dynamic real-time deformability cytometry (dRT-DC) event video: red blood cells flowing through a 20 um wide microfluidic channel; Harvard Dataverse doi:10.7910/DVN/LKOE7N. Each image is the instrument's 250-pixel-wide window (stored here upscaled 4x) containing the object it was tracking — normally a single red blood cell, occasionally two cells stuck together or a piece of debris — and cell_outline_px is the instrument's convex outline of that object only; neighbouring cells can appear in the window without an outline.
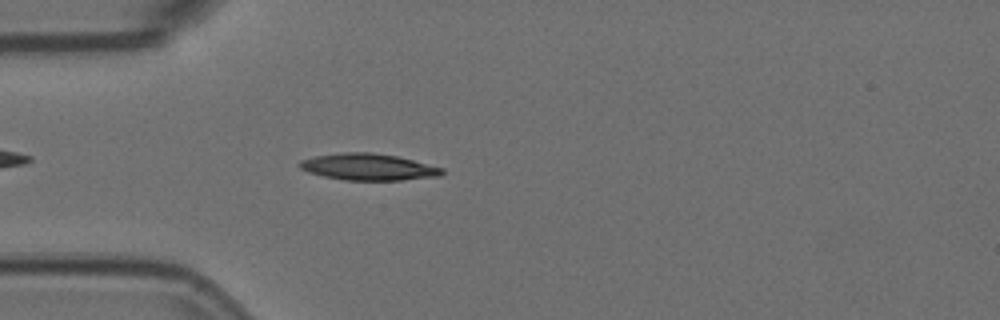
{"species": "Egyptian fruit bat (a non-hibernating species)", "species_latin": "Rousettus aegyptiacus", "temperature_condition": "room temperature", "stored_images_in_passage": 3, "camera_frame_rate_fps": 3000, "um_per_image_px": 0.085, "animal": {"sex": "female"}, "frame": {"image": 1, "passage_image": 3, "time_ms": 0.667, "image_size_px": [1000, 320], "cell_outline_px": [[444, 172], [440, 176], [400, 180], [344, 180], [324, 176], [308, 172], [300, 168], [296, 164], [300, 160], [316, 156], [344, 152], [372, 152], [396, 156], [444, 168]], "centroid_in_image_um": [31.29, 14.19], "position_along_channel_um": 53.7, "area_um2": 22.02}}